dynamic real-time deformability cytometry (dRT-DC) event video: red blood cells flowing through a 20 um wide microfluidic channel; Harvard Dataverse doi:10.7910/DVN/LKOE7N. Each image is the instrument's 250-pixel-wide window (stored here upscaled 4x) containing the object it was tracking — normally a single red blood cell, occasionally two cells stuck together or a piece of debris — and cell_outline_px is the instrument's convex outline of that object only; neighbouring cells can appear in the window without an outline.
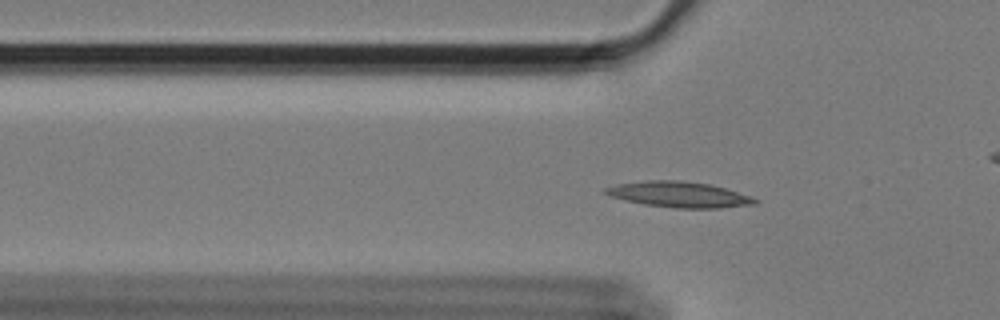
{"species": "Egyptian fruit bat (a non-hibernating species)", "species_latin": "Rousettus aegyptiacus", "temperature_condition": "cold", "stored_images_in_passage": 59, "camera_frame_rate_fps": 3000, "um_per_image_px": 0.085, "animal": {"sex": "female"}, "frame": {"image": 1, "passage_image": 18, "time_ms": 5.667, "image_size_px": [1000, 320], "cell_outline_px": [[760, 200], [756, 204], [720, 208], [676, 208], [644, 204], [624, 200], [600, 192], [604, 188], [616, 184], [648, 180], [680, 180], [708, 184], [724, 188], [752, 196]], "centroid_in_image_um": [57.71, 16.53], "position_along_channel_um": 68.1, "area_um2": 22.43}}
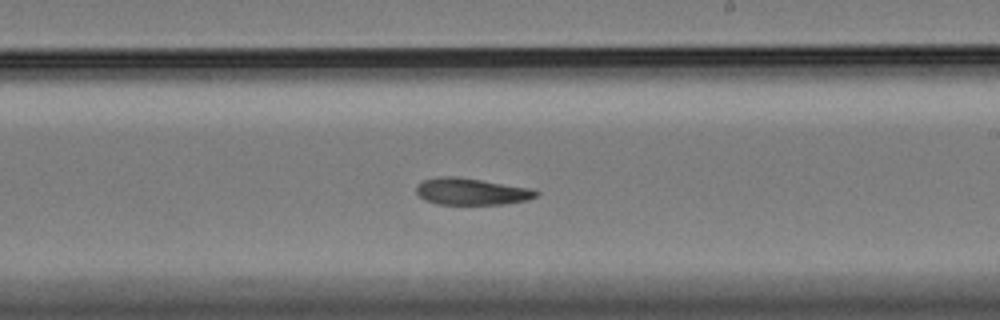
{"frame": {"image": 2, "passage_image": 34, "time_ms": 11.0, "image_size_px": [1000, 320], "cell_outline_px": [[540, 192], [536, 196], [528, 200], [504, 204], [436, 204], [424, 200], [416, 192], [416, 188], [424, 180], [444, 176], [456, 176], [536, 188]], "centroid_in_image_um": [40.15, 16.28], "position_along_channel_um": 248.9, "area_um2": 18.84}}
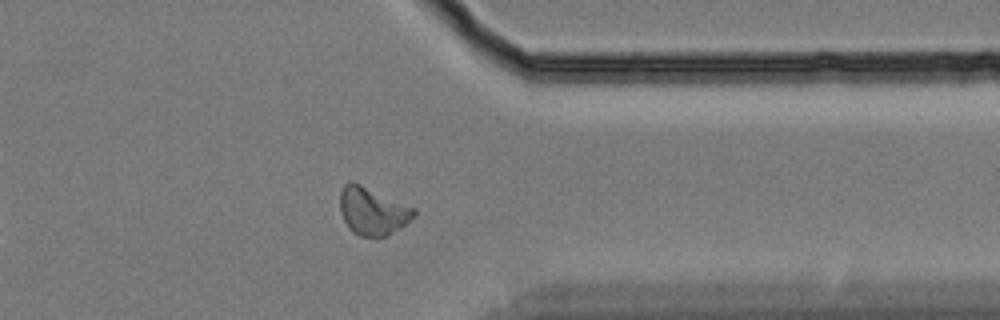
{"frame": {"image": 3, "passage_image": 46, "time_ms": 15.0, "image_size_px": [1000, 320], "cell_outline_px": [[416, 212], [400, 228], [384, 236], [360, 236], [352, 232], [348, 228], [340, 212], [340, 192], [344, 184], [352, 180], [416, 208]], "centroid_in_image_um": [31.62, 17.92], "position_along_channel_um": 379.8, "area_um2": 20.4}}